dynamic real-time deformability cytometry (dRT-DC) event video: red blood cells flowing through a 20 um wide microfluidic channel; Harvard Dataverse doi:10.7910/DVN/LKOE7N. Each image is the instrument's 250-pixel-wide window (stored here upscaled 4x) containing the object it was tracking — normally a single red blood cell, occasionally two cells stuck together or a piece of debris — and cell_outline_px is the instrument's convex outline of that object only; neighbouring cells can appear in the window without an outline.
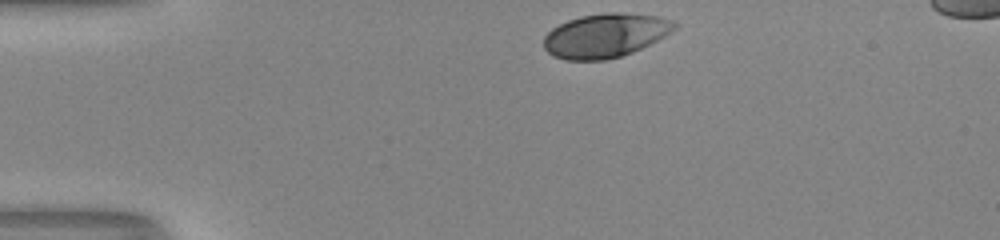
{"species": "human", "species_latin": "Homo sapiens", "temperature_condition": "room temperature", "stored_images_in_passage": 33, "camera_frame_rate_fps": 3000, "um_per_image_px": 0.085, "donor": {"sex": "male"}, "frame": {"image": 1, "passage_image": 1, "time_ms": 0.0, "image_size_px": [1000, 240], "cell_outline_px": [[680, 24], [676, 28], [664, 36], [632, 52], [620, 56], [604, 60], [564, 60], [552, 56], [544, 48], [544, 36], [552, 28], [568, 20], [580, 16], [604, 12], [616, 12], [660, 16], [672, 20]], "centroid_in_image_um": [51.44, 3.01], "position_along_channel_um": 33.6, "area_um2": 33.52}}
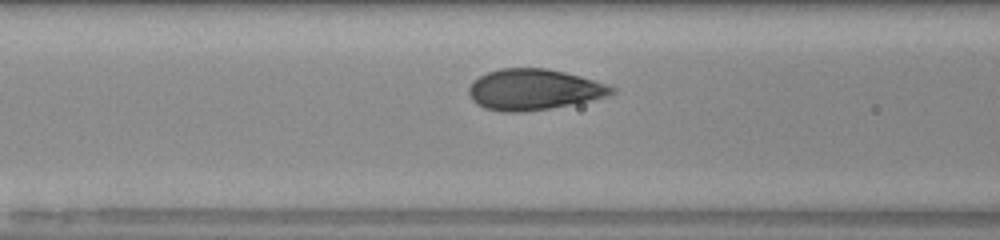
{"frame": {"image": 2, "passage_image": 12, "time_ms": 3.667, "image_size_px": [1000, 240], "cell_outline_px": [[616, 92], [608, 96], [592, 100], [548, 108], [520, 112], [504, 112], [484, 108], [476, 104], [472, 100], [468, 92], [468, 88], [472, 80], [488, 72], [500, 68], [548, 68], [580, 76], [608, 84], [616, 88]], "centroid_in_image_um": [45.36, 7.6], "position_along_channel_um": 121.2, "area_um2": 34.1}}
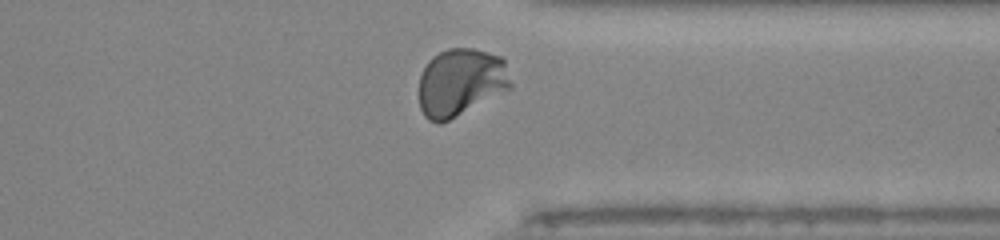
{"frame": {"image": 3, "passage_image": 31, "time_ms": 10.0, "image_size_px": [1000, 240], "cell_outline_px": [[512, 88], [440, 124], [436, 124], [428, 120], [424, 116], [420, 108], [420, 76], [428, 60], [432, 56], [448, 48], [472, 48], [500, 56], [504, 60], [512, 84]], "centroid_in_image_um": [39.15, 6.99], "position_along_channel_um": 372.3, "area_um2": 36.13}, "authors_computed_cell_mechanics": {"area_um2": 33.6974, "velocity_mm_per_s": 3.9909, "shape_relaxation_time_tau1_ms": 2.276, "shape_relaxation_time_tau2_ms": null, "deformation_change_tau1": 0.1567, "deformation_change_tau2": null}}